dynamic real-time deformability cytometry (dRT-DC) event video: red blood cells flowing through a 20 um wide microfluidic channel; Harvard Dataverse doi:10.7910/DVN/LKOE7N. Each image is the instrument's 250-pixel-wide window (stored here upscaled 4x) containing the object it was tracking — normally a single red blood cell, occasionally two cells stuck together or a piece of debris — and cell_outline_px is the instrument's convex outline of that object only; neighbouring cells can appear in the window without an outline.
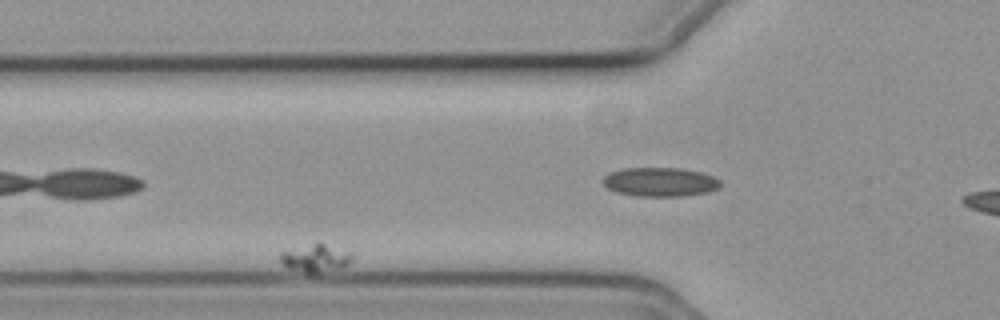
{"species": "common noctule bat (a hibernating species)", "species_latin": "Nyctalus noctula", "temperature_condition": "cold", "stored_images_in_passage": 54, "segment_of_instrument_passage": [1, 2], "camera_frame_rate_fps": 3000, "um_per_image_px": 0.085, "animal": {"sex": "female", "body_mass_g": 19.3, "forearm_length_mm": 54.1}, "frame": {"image": 1, "passage_image": 5, "time_ms": 1.333, "image_size_px": [1000, 320], "cell_outline_px": [[352, 260], [348, 264], [340, 268], [312, 276], [288, 268], [280, 264], [280, 252], [320, 240], [352, 252]], "centroid_in_image_um": [26.82, 21.94], "position_along_channel_um": 99.0, "area_um2": 12.54}}
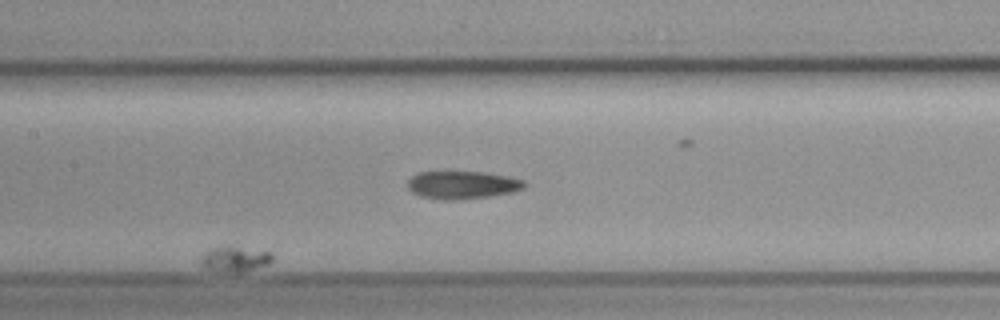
{"frame": {"image": 2, "passage_image": 18, "time_ms": 5.667, "image_size_px": [1000, 320], "cell_outline_px": [[272, 260], [268, 264], [240, 272], [236, 272], [208, 268], [200, 264], [200, 260], [204, 252], [212, 248], [224, 244], [232, 244], [272, 252]], "centroid_in_image_um": [19.98, 21.94], "position_along_channel_um": 187.4, "area_um2": 10.69}}
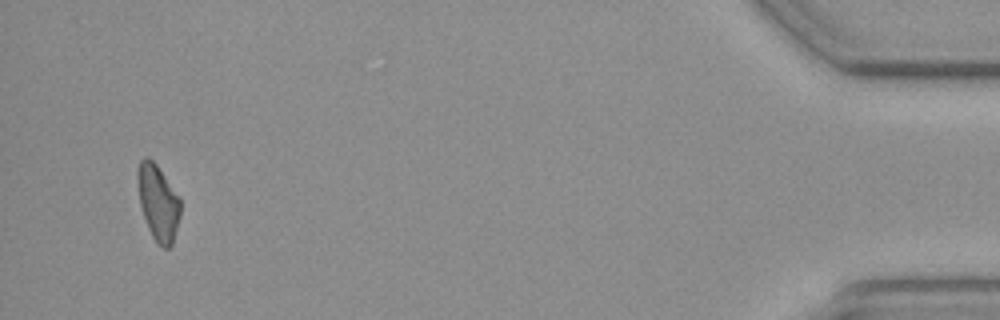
{"frame": {"image": 3, "passage_image": 51, "time_ms": 16.667, "image_size_px": [1000, 320], "cell_outline_px": [[180, 216], [172, 244], [168, 248], [164, 248], [156, 244], [148, 228], [140, 204], [136, 176], [136, 172], [140, 160], [144, 156], [148, 156], [156, 164], [180, 196]], "centroid_in_image_um": [13.43, 17.19], "position_along_channel_um": 421.8, "area_um2": 19.07}}